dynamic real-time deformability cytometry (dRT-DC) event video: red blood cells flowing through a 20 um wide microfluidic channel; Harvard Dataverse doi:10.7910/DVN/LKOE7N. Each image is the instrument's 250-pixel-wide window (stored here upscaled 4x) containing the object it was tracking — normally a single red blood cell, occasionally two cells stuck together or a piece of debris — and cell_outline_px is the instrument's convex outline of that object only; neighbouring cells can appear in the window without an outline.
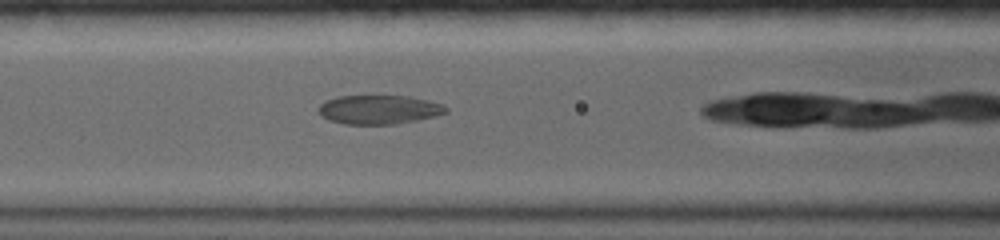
{"species": "common noctule bat (a hibernating species)", "species_latin": "Nyctalus noctula", "temperature_condition": "warm", "stored_images_in_passage": 16, "camera_frame_rate_fps": 5000, "um_per_image_px": 0.085, "animal": {"sex": "female", "body_mass_g": 19.0, "forearm_length_mm": 56.7}, "frame": {"image": 1, "passage_image": 7, "time_ms": 2.4, "image_size_px": [1000, 240], "cell_outline_px": [[448, 112], [416, 120], [396, 124], [344, 124], [332, 120], [324, 116], [316, 108], [324, 100], [336, 96], [408, 96], [428, 100], [444, 104], [448, 108]], "centroid_in_image_um": [32.21, 9.3], "position_along_channel_um": 134.4, "area_um2": 21.44}}
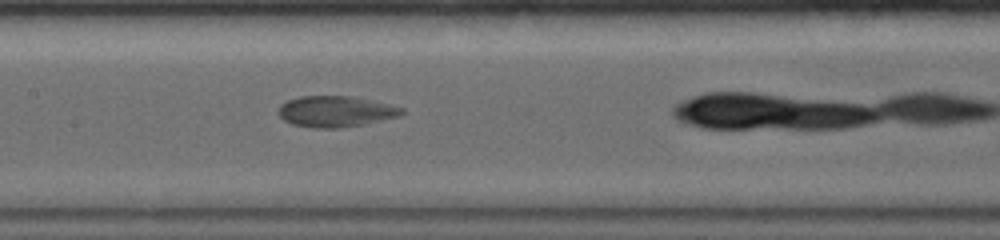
{"frame": {"image": 2, "passage_image": 10, "time_ms": 3.6, "image_size_px": [1000, 240], "cell_outline_px": [[404, 112], [400, 116], [360, 124], [336, 128], [316, 128], [292, 124], [284, 120], [280, 116], [280, 104], [288, 100], [300, 96], [352, 96], [372, 100], [404, 108]], "centroid_in_image_um": [28.53, 9.46], "position_along_channel_um": 178.9, "area_um2": 21.96}}
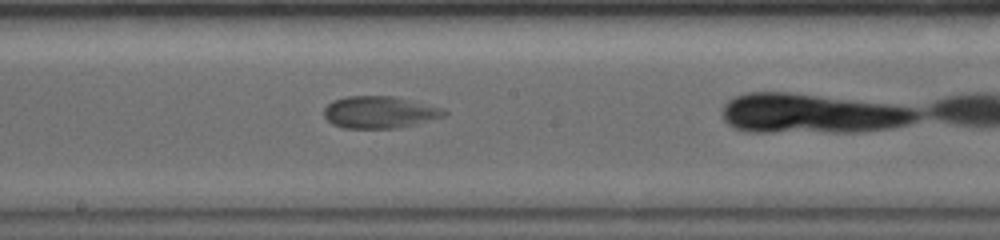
{"frame": {"image": 3, "passage_image": 12, "time_ms": 4.6, "image_size_px": [1000, 240], "cell_outline_px": [[448, 112], [444, 116], [396, 128], [344, 128], [332, 124], [324, 116], [324, 108], [332, 100], [344, 96], [396, 96], [440, 108]], "centroid_in_image_um": [32.19, 9.53], "position_along_channel_um": 216.0, "area_um2": 22.2}}